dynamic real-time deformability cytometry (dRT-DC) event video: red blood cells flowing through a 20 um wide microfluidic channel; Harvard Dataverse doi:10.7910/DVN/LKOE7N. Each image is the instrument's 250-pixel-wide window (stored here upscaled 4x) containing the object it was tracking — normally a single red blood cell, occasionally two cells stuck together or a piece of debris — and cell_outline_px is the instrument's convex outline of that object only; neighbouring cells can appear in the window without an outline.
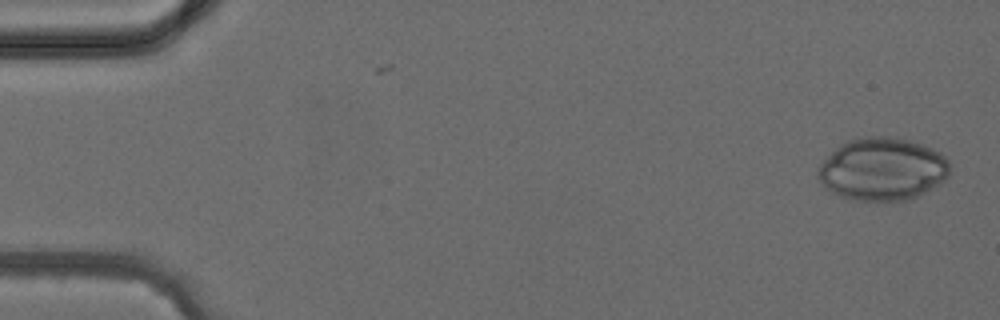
{"species": "common noctule bat (a hibernating species)", "species_latin": "Nyctalus noctula", "temperature_condition": "cold", "stored_images_in_passage": 2, "camera_frame_rate_fps": 3000, "um_per_image_px": 0.085, "animal": {"sex": "female", "body_mass_g": 24.6, "forearm_length_mm": 56.2}, "frame": {"image": 1, "passage_image": 2, "time_ms": 1.0, "image_size_px": [1000, 320], "cell_outline_px": [[948, 176], [944, 180], [932, 188], [908, 200], [852, 200], [840, 196], [824, 188], [816, 176], [816, 168], [840, 144], [848, 140], [868, 136], [892, 136], [908, 140], [932, 148], [940, 152], [948, 160]], "centroid_in_image_um": [74.96, 14.37], "position_along_channel_um": 10.0, "area_um2": 48.15}}